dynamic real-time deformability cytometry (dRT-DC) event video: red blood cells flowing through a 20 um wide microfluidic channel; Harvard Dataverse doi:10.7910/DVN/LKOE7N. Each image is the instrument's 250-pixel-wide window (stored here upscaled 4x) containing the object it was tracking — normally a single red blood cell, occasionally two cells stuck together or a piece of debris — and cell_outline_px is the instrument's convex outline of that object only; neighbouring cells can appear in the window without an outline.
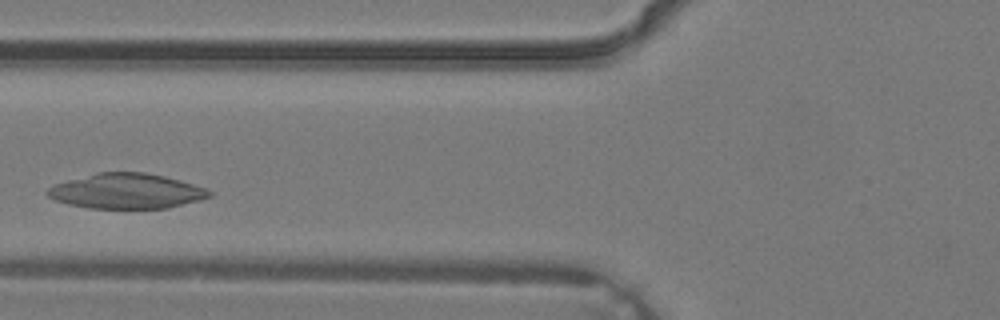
{"species": "common noctule bat (a hibernating species)", "species_latin": "Nyctalus noctula", "temperature_condition": "warm", "stored_images_in_passage": 2, "camera_frame_rate_fps": 3000, "um_per_image_px": 0.085, "animal": {"sex": "male", "body_mass_g": 19.2, "forearm_length_mm": 51.8}, "frame": {"image": 1, "passage_image": 2, "time_ms": 0.333, "image_size_px": [1000, 320], "cell_outline_px": [[212, 196], [200, 200], [168, 208], [88, 208], [68, 204], [56, 200], [48, 196], [44, 192], [52, 184], [96, 172], [144, 172], [164, 176], [180, 180], [208, 188], [212, 192]], "centroid_in_image_um": [10.75, 16.24], "position_along_channel_um": 115.1, "area_um2": 33.35}}